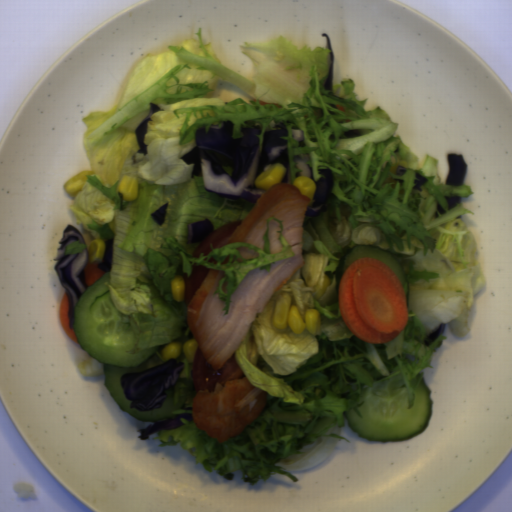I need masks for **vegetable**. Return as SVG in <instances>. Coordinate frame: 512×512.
Instances as JSON below:
<instances>
[{
    "instance_id": "add77e79",
    "label": "vegetable",
    "mask_w": 512,
    "mask_h": 512,
    "mask_svg": "<svg viewBox=\"0 0 512 512\" xmlns=\"http://www.w3.org/2000/svg\"><path fill=\"white\" fill-rule=\"evenodd\" d=\"M197 39L169 45L161 54L146 56L133 69L124 94L111 110L91 112L82 118L90 170L86 182L68 209L88 253L91 242L113 240L109 283L106 287L119 313L129 316L137 343L129 354L152 351L164 363L162 349L178 341L184 362L175 384L174 405L185 398L173 416L191 414L197 393L193 362L184 354V343L196 339L189 327L188 305L176 302L171 283L184 274L190 278L194 264L224 272L214 295L224 302L229 315L232 294L257 268L271 271L272 264L294 252L283 236V221L266 219L263 249L249 242H233L221 248L210 244L207 255L192 253L201 243H188L189 224L208 218L214 231L243 220L257 204L230 199L207 191L202 176L192 177L195 164L182 156L197 146L196 131L211 125L233 124L231 137H243L242 129L260 126L259 153L264 134L283 123L281 136L288 148L290 185H294V156L309 155L312 180L334 175L332 199L319 216L304 217L302 256L304 264L283 288L272 294L262 312L256 313L246 335L234 352L235 362L253 387L267 393L258 417L243 431L218 442L206 430L186 418L176 428L156 431L158 447L181 446L208 473L251 486L274 475L299 481L290 471L322 463L337 447L346 426V412L369 389L377 397L392 396L406 388L408 409L416 401L412 382L431 365L433 354L445 335L429 346L424 339L440 325L448 324L453 336L469 332L468 316L474 297L485 286L476 257L477 244L461 218L475 215L461 203L448 209L446 197L473 194L469 185H447L438 173L439 160L430 154L418 158L394 136L399 124L379 106L365 111L369 98L358 100L355 81L344 78L323 86L329 77V48L309 45L298 48L281 34L277 39L243 42L241 52L254 65L251 79L221 64L212 42ZM227 81L250 93L251 102L237 98L222 102L212 96L215 82ZM260 101L267 104L260 105ZM150 102L160 105L147 124L139 154L134 129L149 114ZM345 108L341 112L336 108ZM291 129L304 130L301 142ZM360 135L346 138L344 132ZM407 170L396 174L398 165ZM428 178L421 191L413 189L415 174ZM138 178V197L123 200L116 192L120 178ZM169 203L165 221L158 225L150 216ZM445 212L440 215L436 205ZM280 223L282 252L270 255L268 222ZM371 244L386 249L401 263L410 283L408 324L394 339L370 344L356 338L340 313L336 269L342 254L354 245ZM248 246L259 257L243 259L237 248ZM229 262L221 265L227 256ZM214 257L218 264L209 263ZM229 282L227 293L221 289ZM292 297L302 319L306 309L321 312V335L307 330L294 335L290 328H275L272 316L282 293Z\"/></svg>"
},
{
    "instance_id": "ea0f7189",
    "label": "vegetable",
    "mask_w": 512,
    "mask_h": 512,
    "mask_svg": "<svg viewBox=\"0 0 512 512\" xmlns=\"http://www.w3.org/2000/svg\"><path fill=\"white\" fill-rule=\"evenodd\" d=\"M78 370L83 376L100 377L105 376L104 364L97 361L95 358H87L77 365Z\"/></svg>"
},
{
    "instance_id": "96ceb2fe",
    "label": "vegetable",
    "mask_w": 512,
    "mask_h": 512,
    "mask_svg": "<svg viewBox=\"0 0 512 512\" xmlns=\"http://www.w3.org/2000/svg\"><path fill=\"white\" fill-rule=\"evenodd\" d=\"M314 202H315V201H314L313 199H310V203H309V205H308V207H307L306 211H308L309 207H310Z\"/></svg>"
},
{
    "instance_id": "f7b5029e",
    "label": "vegetable",
    "mask_w": 512,
    "mask_h": 512,
    "mask_svg": "<svg viewBox=\"0 0 512 512\" xmlns=\"http://www.w3.org/2000/svg\"><path fill=\"white\" fill-rule=\"evenodd\" d=\"M86 246L84 243H81L80 241H71L70 244H67L64 250L65 255H75L82 253Z\"/></svg>"
}]
</instances>
